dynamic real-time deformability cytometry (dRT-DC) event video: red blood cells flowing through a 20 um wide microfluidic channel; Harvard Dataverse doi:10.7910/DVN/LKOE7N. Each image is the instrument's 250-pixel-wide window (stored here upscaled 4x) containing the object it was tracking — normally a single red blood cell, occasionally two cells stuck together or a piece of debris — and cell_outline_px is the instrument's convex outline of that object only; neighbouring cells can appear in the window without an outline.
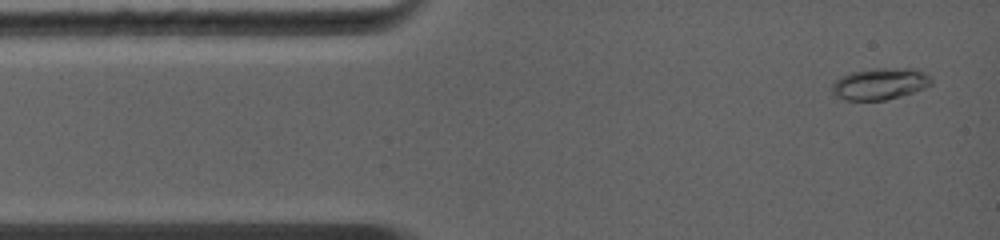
{"species": "common noctule bat (a hibernating species)", "species_latin": "Nyctalus noctula", "temperature_condition": "warm", "stored_images_in_passage": 44, "camera_frame_rate_fps": 5000, "um_per_image_px": 0.085, "animal": {"sex": "female", "body_mass_g": 19.0, "forearm_length_mm": 56.7}, "frame": {"image": 1, "passage_image": 2, "time_ms": 0.4, "image_size_px": [1000, 240], "cell_outline_px": [[932, 84], [924, 88], [900, 96], [884, 100], [844, 100], [836, 96], [832, 92], [832, 84], [840, 76], [848, 72], [872, 68], [916, 68], [932, 76]], "centroid_in_image_um": [74.8, 7.1], "position_along_channel_um": 10.2, "area_um2": 18.55}}
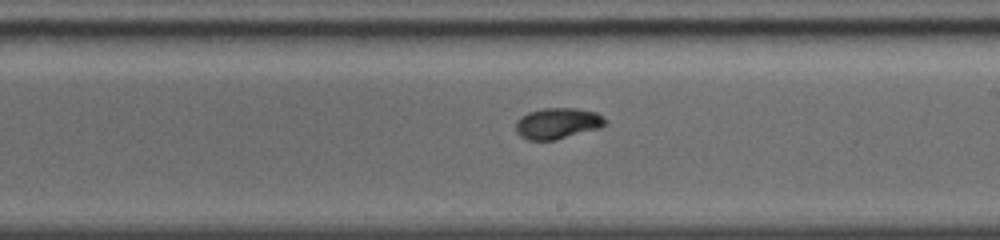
{"frame": {"image": 2, "passage_image": 22, "time_ms": 7.0, "image_size_px": [1000, 240], "cell_outline_px": [[608, 124], [600, 128], [556, 140], [528, 140], [520, 136], [516, 132], [516, 120], [520, 116], [528, 112], [544, 108], [576, 108], [596, 112], [608, 120]], "centroid_in_image_um": [47.41, 10.48], "position_along_channel_um": 241.6, "area_um2": 16.42}}
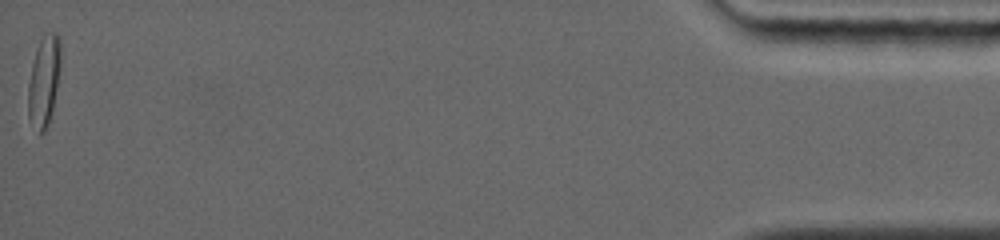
{"frame": {"image": 3, "passage_image": 44, "time_ms": 14.4, "image_size_px": [1000, 240], "cell_outline_px": [[60, 64], [56, 88], [52, 108], [48, 124], [44, 132], [40, 132], [28, 116], [28, 84], [32, 64], [36, 48], [44, 32], [56, 32], [60, 36]], "centroid_in_image_um": [3.73, 6.78], "position_along_channel_um": 431.5, "area_um2": 16.82}, "authors_computed_cell_mechanics": {"area_um2": 16.184, "velocity_mm_per_s": 4.4535, "shape_relaxation_time_tau1_ms": null, "shape_relaxation_time_tau2_ms": 0.7754, "deformation_change_tau1": null, "deformation_change_tau2": 0.0342}}